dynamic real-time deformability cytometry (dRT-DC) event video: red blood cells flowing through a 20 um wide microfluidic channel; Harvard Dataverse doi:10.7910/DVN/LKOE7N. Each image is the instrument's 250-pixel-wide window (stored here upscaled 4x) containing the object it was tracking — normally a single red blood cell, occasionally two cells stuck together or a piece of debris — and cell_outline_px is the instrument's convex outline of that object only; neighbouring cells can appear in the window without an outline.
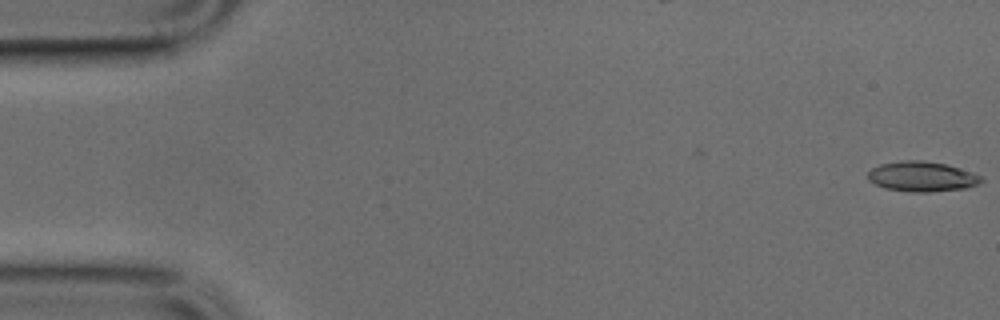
{"species": "common noctule bat (a hibernating species)", "species_latin": "Nyctalus noctula", "temperature_condition": "cold", "stored_images_in_passage": 3, "camera_frame_rate_fps": 3000, "um_per_image_px": 0.085, "animal": {"sex": "male", "body_mass_g": 17.9, "forearm_length_mm": 54.2}, "frame": {"image": 1, "passage_image": 3, "time_ms": 0.667, "image_size_px": [1000, 320], "cell_outline_px": [[984, 180], [980, 184], [968, 188], [928, 192], [908, 192], [884, 188], [868, 180], [868, 172], [872, 168], [880, 164], [904, 160], [924, 160], [944, 164], [960, 168], [984, 176]], "centroid_in_image_um": [78.4, 15.01], "position_along_channel_um": 6.6, "area_um2": 20.11}}